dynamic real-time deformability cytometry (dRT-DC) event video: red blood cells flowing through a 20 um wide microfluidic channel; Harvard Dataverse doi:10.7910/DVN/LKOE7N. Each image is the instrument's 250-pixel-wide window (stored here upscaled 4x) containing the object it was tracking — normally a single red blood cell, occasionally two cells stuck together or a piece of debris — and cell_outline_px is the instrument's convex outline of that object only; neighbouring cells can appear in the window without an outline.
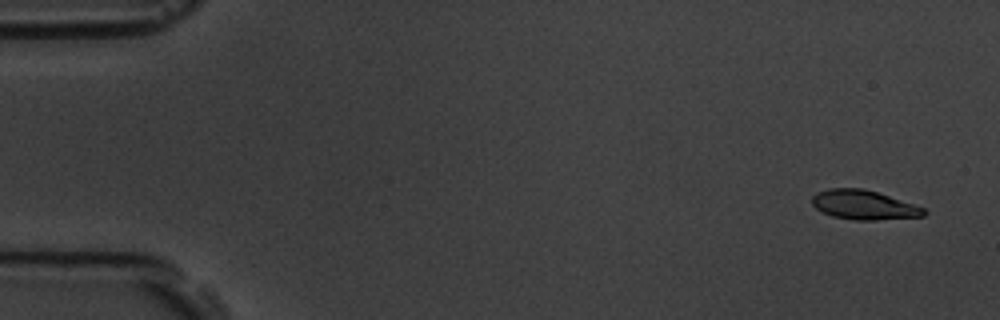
{"species": "common noctule bat (a hibernating species)", "species_latin": "Nyctalus noctula", "temperature_condition": "room temperature", "stored_images_in_passage": 5, "camera_frame_rate_fps": 3000, "um_per_image_px": 0.085, "animal": {"sex": "male", "body_mass_g": 19.5, "forearm_length_mm": 54.6}, "frame": {"image": 1, "passage_image": 1, "time_ms": 0.0, "image_size_px": [1000, 320], "cell_outline_px": [[928, 212], [924, 216], [876, 220], [856, 220], [832, 216], [816, 208], [812, 204], [812, 196], [816, 192], [828, 188], [864, 188], [924, 208]], "centroid_in_image_um": [73.39, 17.41], "position_along_channel_um": 11.6, "area_um2": 18.96}}
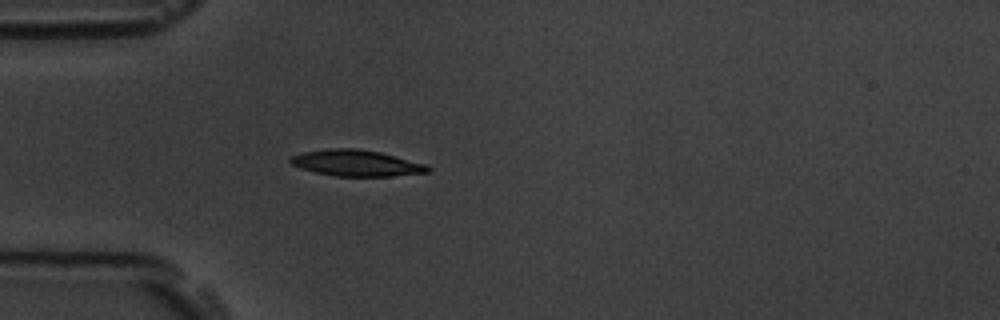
{"frame": {"image": 2, "passage_image": 5, "time_ms": 4.667, "image_size_px": [1000, 320], "cell_outline_px": [[432, 168], [428, 172], [392, 176], [336, 176], [316, 172], [300, 168], [292, 164], [288, 160], [292, 156], [300, 152], [328, 148], [356, 148], [380, 152], [428, 164]], "centroid_in_image_um": [30.3, 13.85], "position_along_channel_um": 54.7, "area_um2": 21.1}}